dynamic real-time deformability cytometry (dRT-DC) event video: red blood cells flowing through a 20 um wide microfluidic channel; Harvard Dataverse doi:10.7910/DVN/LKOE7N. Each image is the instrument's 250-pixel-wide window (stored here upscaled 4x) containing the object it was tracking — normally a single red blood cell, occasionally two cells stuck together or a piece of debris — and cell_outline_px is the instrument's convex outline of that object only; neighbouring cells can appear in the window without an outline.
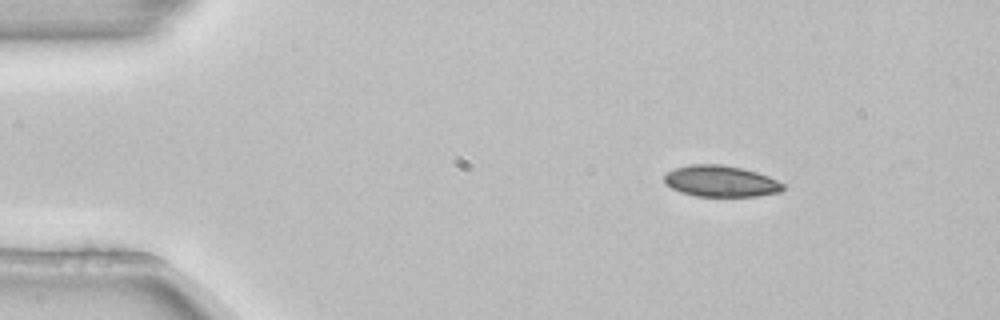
{"species": "common noctule bat (a hibernating species)", "species_latin": "Nyctalus noctula", "temperature_condition": "room temperature", "stored_images_in_passage": 4, "camera_frame_rate_fps": 3000, "um_per_image_px": 0.085, "animal": {"sex": "female", "body_mass_g": 22.7, "forearm_length_mm": 54.2}, "frame": {"image": 1, "passage_image": 2, "time_ms": 0.333, "image_size_px": [1000, 320], "cell_outline_px": [[784, 188], [780, 192], [760, 196], [696, 196], [680, 192], [672, 188], [664, 180], [664, 176], [668, 172], [676, 168], [688, 164], [720, 164], [744, 168], [768, 176], [784, 184]], "centroid_in_image_um": [61.28, 15.4], "position_along_channel_um": 23.7, "area_um2": 21.62}}